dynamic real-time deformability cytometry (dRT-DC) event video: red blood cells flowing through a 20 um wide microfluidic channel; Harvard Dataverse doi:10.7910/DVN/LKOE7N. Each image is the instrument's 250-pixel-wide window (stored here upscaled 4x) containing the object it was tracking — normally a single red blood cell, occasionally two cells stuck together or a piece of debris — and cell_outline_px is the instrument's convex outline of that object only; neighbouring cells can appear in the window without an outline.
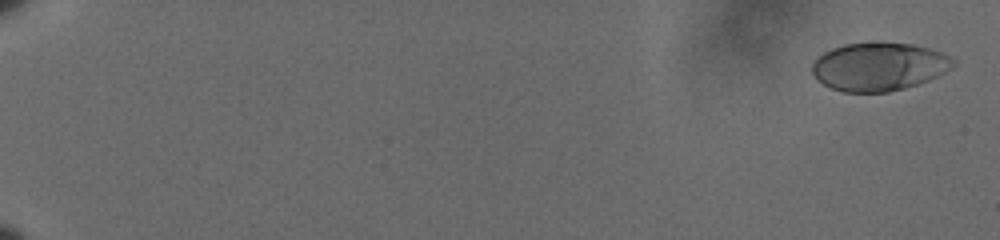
{"species": "human", "species_latin": "Homo sapiens", "temperature_condition": "cold", "stored_images_in_passage": 55, "camera_frame_rate_fps": 3000, "um_per_image_px": 0.085, "donor": {"sex": "male"}, "frame": {"image": 1, "passage_image": 2, "time_ms": 0.333, "image_size_px": [1000, 240], "cell_outline_px": [[956, 64], [944, 72], [928, 80], [904, 88], [888, 92], [844, 92], [832, 88], [824, 84], [812, 72], [812, 64], [824, 52], [832, 48], [844, 44], [880, 40], [912, 44], [928, 48], [940, 52], [956, 60]], "centroid_in_image_um": [74.72, 5.63], "position_along_channel_um": 10.3, "area_um2": 39.77}}
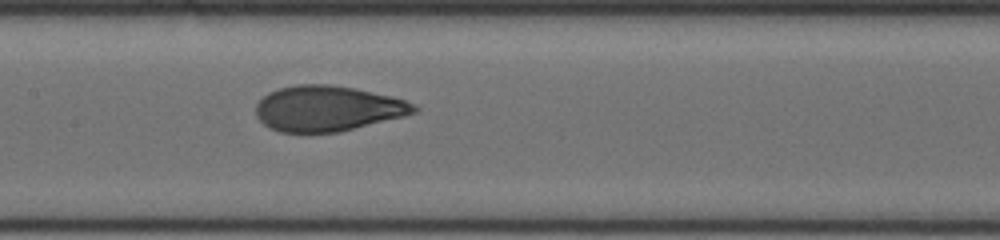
{"frame": {"image": 2, "passage_image": 34, "time_ms": 11.0, "image_size_px": [1000, 240], "cell_outline_px": [[420, 108], [416, 112], [404, 116], [340, 132], [280, 132], [268, 128], [256, 116], [256, 104], [268, 92], [280, 88], [296, 84], [328, 84], [352, 88], [392, 96], [404, 100]], "centroid_in_image_um": [27.82, 9.22], "position_along_channel_um": 179.6, "area_um2": 41.79}}
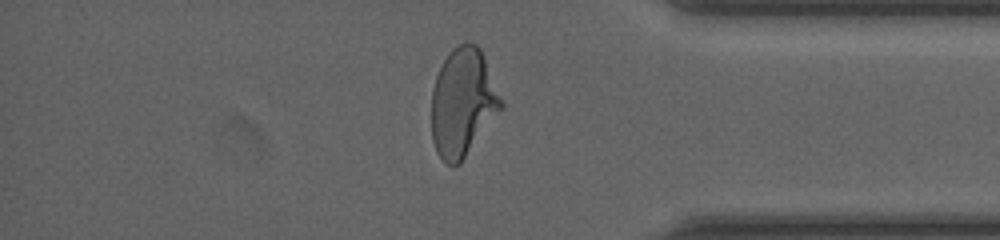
{"frame": {"image": 3, "passage_image": 53, "time_ms": 17.333, "image_size_px": [1000, 240], "cell_outline_px": [[504, 108], [460, 164], [452, 168], [444, 164], [436, 152], [432, 140], [432, 88], [436, 76], [448, 52], [452, 48], [468, 40], [476, 44], [480, 48], [484, 56], [504, 104]], "centroid_in_image_um": [39.35, 8.75], "position_along_channel_um": 395.9, "area_um2": 44.51}}